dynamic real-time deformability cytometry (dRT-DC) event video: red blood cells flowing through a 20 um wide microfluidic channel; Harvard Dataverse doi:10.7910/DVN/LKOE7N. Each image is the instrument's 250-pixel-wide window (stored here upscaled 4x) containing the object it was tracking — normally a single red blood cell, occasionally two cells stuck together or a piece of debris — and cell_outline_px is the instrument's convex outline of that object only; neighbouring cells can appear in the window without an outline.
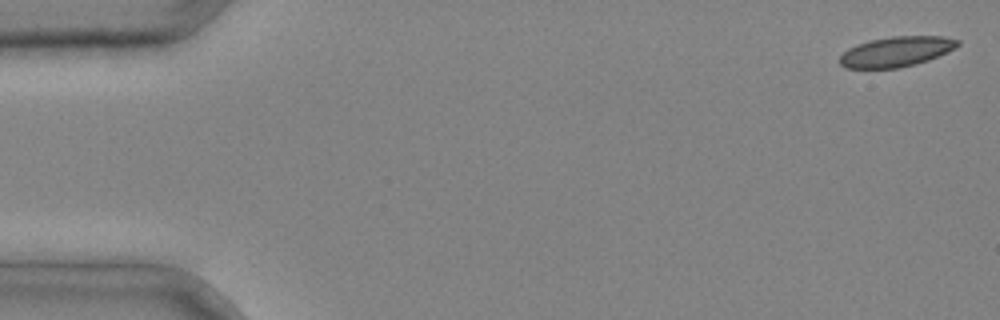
{"species": "common noctule bat (a hibernating species)", "species_latin": "Nyctalus noctula", "temperature_condition": "cold", "stored_images_in_passage": 4, "camera_frame_rate_fps": 3000, "um_per_image_px": 0.085, "animal": {"sex": "male", "body_mass_g": 20.4}, "frame": {"image": 1, "passage_image": 1, "time_ms": 0.0, "image_size_px": [1000, 320], "cell_outline_px": [[960, 44], [956, 48], [948, 52], [928, 60], [916, 64], [896, 68], [844, 68], [840, 64], [840, 56], [848, 48], [856, 44], [868, 40], [892, 36], [944, 36], [960, 40]], "centroid_in_image_um": [76.2, 4.38], "position_along_channel_um": 8.8, "area_um2": 20.87}}
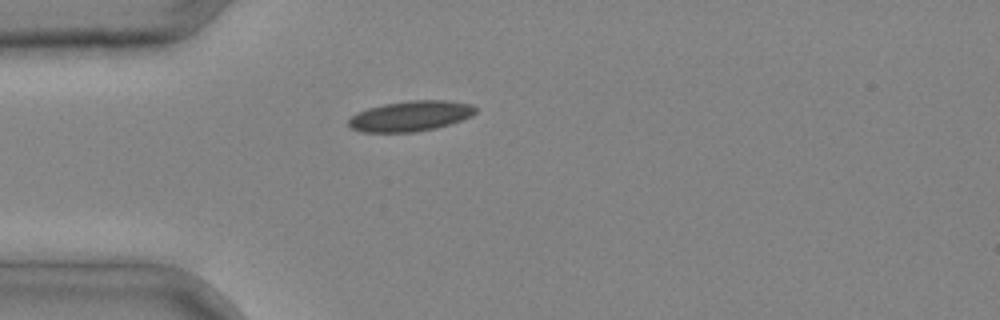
{"frame": {"image": 2, "passage_image": 4, "time_ms": 1.0, "image_size_px": [1000, 320], "cell_outline_px": [[476, 112], [472, 116], [436, 128], [416, 132], [360, 132], [352, 128], [348, 124], [348, 120], [356, 112], [368, 108], [384, 104], [412, 100], [444, 100], [472, 104], [476, 108]], "centroid_in_image_um": [34.88, 9.86], "position_along_channel_um": 50.1, "area_um2": 22.43}}